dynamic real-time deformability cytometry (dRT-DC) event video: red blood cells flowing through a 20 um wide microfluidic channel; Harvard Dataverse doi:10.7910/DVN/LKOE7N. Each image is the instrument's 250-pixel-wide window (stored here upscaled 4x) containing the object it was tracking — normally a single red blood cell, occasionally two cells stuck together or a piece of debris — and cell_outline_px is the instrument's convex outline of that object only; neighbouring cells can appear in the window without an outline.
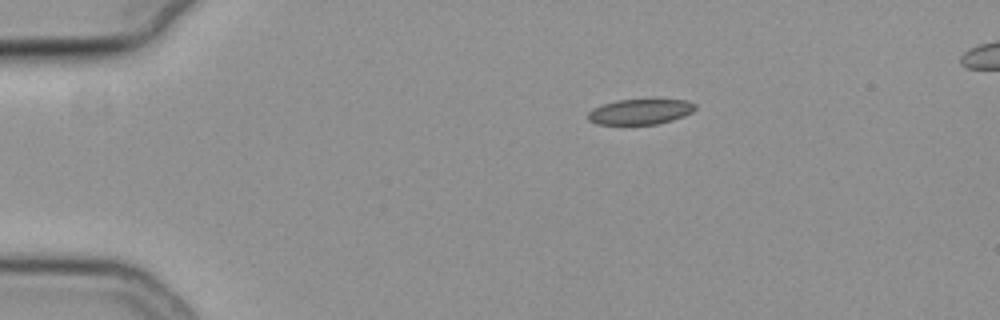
{"species": "common noctule bat (a hibernating species)", "species_latin": "Nyctalus noctula", "temperature_condition": "cold", "stored_images_in_passage": 8, "camera_frame_rate_fps": 3000, "um_per_image_px": 0.085, "animal": {"sex": "female", "body_mass_g": 19.3, "forearm_length_mm": 54.1}, "frame": {"image": 1, "passage_image": 1, "time_ms": 0.0, "image_size_px": [1000, 320], "cell_outline_px": [[696, 108], [692, 112], [684, 116], [672, 120], [656, 124], [596, 124], [588, 120], [588, 112], [592, 108], [616, 100], [688, 100], [696, 104]], "centroid_in_image_um": [54.42, 9.5], "position_along_channel_um": 30.6, "area_um2": 15.78}}